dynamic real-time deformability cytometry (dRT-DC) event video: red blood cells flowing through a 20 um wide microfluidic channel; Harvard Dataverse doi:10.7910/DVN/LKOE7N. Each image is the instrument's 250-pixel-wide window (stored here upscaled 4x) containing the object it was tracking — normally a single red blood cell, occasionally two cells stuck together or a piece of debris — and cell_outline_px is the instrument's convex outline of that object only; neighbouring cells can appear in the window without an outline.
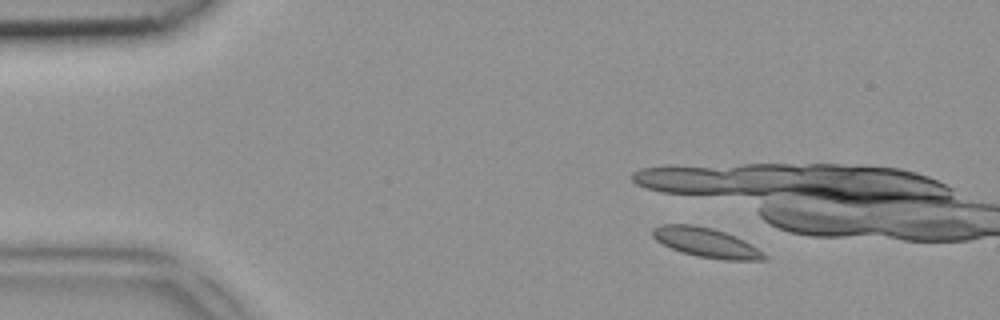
{"species": "common noctule bat (a hibernating species)", "species_latin": "Nyctalus noctula", "temperature_condition": "room temperature", "stored_images_in_passage": 2, "camera_frame_rate_fps": 3000, "um_per_image_px": 0.085, "animal": {"sex": "female", "body_mass_g": 18.4}, "frame": {"image": 1, "passage_image": 2, "time_ms": 0.333, "image_size_px": [1000, 320], "cell_outline_px": [[768, 260], [724, 260], [696, 256], [680, 252], [656, 240], [652, 236], [652, 228], [660, 224], [692, 224], [712, 228], [736, 236], [752, 244], [768, 256]], "centroid_in_image_um": [60.04, 20.62], "position_along_channel_um": 25.0, "area_um2": 19.36}}